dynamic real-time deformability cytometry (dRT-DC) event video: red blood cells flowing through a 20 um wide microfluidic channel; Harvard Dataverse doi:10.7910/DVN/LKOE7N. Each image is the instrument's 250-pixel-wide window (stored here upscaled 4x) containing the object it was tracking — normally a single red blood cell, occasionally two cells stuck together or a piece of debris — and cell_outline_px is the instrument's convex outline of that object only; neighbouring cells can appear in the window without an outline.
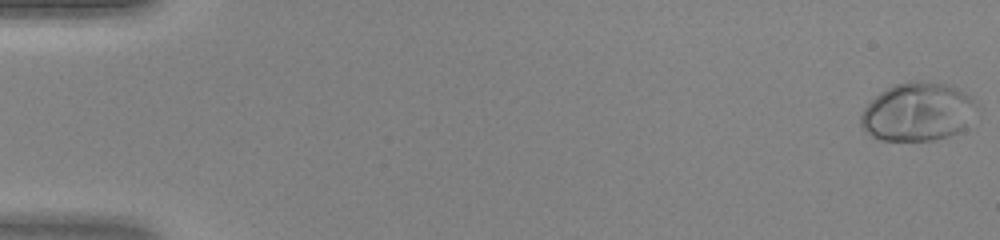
{"species": "human", "species_latin": "Homo sapiens", "temperature_condition": "warm", "stored_images_in_passage": 47, "camera_frame_rate_fps": 3000, "um_per_image_px": 0.085, "donor": {"sex": "female"}, "frame": {"image": 1, "passage_image": 1, "time_ms": 0.0, "image_size_px": [1000, 240], "cell_outline_px": [[976, 104], [964, 128], [948, 136], [932, 140], [880, 140], [872, 136], [860, 124], [860, 116], [864, 108], [880, 92], [896, 84], [912, 80], [920, 80], [944, 84], [956, 88], [972, 96]], "centroid_in_image_um": [77.97, 9.5], "position_along_channel_um": 7.0, "area_um2": 38.84}}
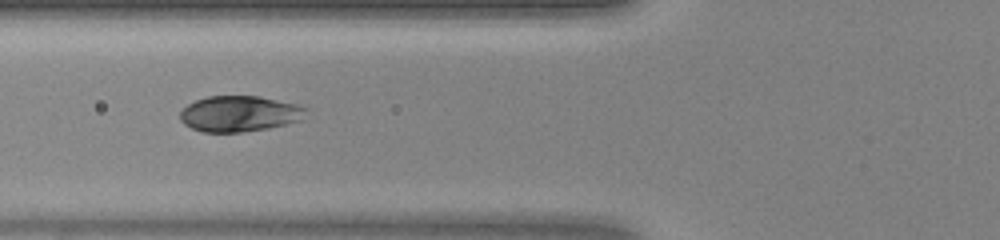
{"frame": {"image": 2, "passage_image": 19, "time_ms": 6.0, "image_size_px": [1000, 240], "cell_outline_px": [[308, 108], [304, 120], [268, 128], [244, 132], [204, 132], [192, 128], [184, 124], [180, 120], [180, 112], [188, 104], [196, 100], [208, 96], [260, 96], [296, 104]], "centroid_in_image_um": [20.39, 9.67], "position_along_channel_um": 105.4, "area_um2": 26.41}}
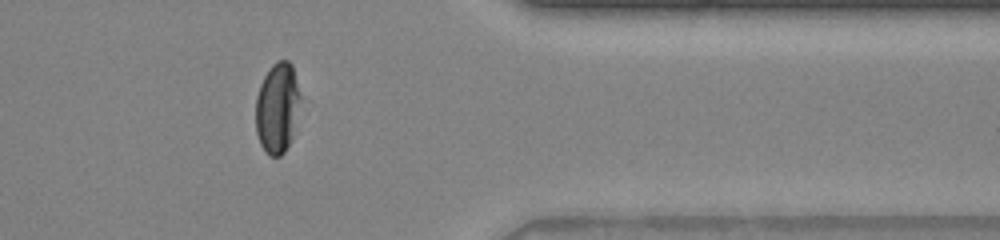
{"frame": {"image": 3, "passage_image": 39, "time_ms": 12.667, "image_size_px": [1000, 240], "cell_outline_px": [[300, 96], [288, 144], [284, 152], [280, 156], [268, 156], [260, 144], [256, 132], [256, 96], [260, 84], [264, 76], [272, 64], [276, 60], [288, 60], [292, 64]], "centroid_in_image_um": [23.52, 9.14], "position_along_channel_um": 387.9, "area_um2": 22.95}}